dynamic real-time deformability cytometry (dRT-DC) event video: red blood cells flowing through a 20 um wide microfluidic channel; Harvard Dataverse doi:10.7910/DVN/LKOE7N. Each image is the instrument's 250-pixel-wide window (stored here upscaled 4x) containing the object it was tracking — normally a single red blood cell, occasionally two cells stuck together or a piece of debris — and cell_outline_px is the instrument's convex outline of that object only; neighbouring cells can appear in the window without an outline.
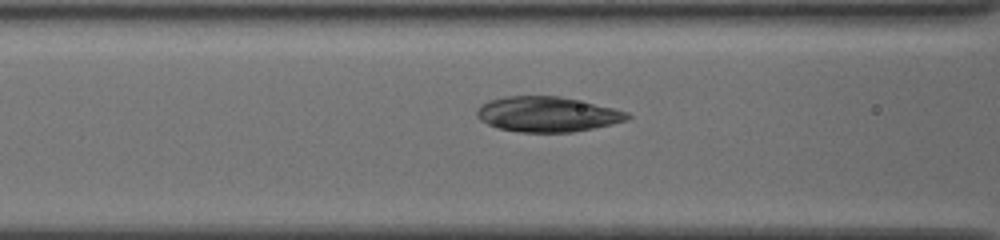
{"species": "common noctule bat (a hibernating species)", "species_latin": "Nyctalus noctula", "temperature_condition": "cold", "stored_images_in_passage": 34, "camera_frame_rate_fps": 3000, "um_per_image_px": 0.085, "animal": {"sex": "female", "body_mass_g": 19.5, "forearm_length_mm": 54.1}, "frame": {"image": 1, "passage_image": 9, "time_ms": 2.667, "image_size_px": [1000, 240], "cell_outline_px": [[632, 116], [624, 120], [612, 124], [572, 132], [520, 132], [500, 128], [488, 124], [480, 120], [476, 116], [476, 112], [488, 100], [504, 96], [560, 96], [612, 108], [628, 112]], "centroid_in_image_um": [46.5, 9.71], "position_along_channel_um": 120.1, "area_um2": 30.46}}
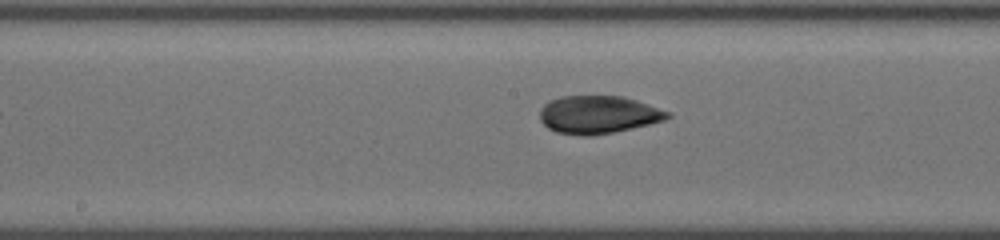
{"frame": {"image": 2, "passage_image": 15, "time_ms": 4.667, "image_size_px": [1000, 240], "cell_outline_px": [[672, 116], [664, 120], [632, 128], [592, 136], [580, 136], [556, 132], [548, 128], [540, 120], [540, 112], [544, 104], [560, 96], [624, 96], [648, 104], [668, 112]], "centroid_in_image_um": [50.83, 9.75], "position_along_channel_um": 197.4, "area_um2": 28.03}}
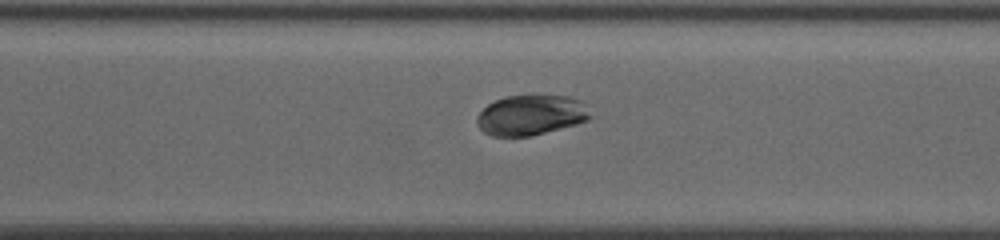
{"frame": {"image": 3, "passage_image": 25, "time_ms": 8.0, "image_size_px": [1000, 240], "cell_outline_px": [[592, 116], [588, 120], [576, 124], [532, 136], [492, 136], [484, 132], [476, 124], [476, 116], [488, 104], [504, 96], [532, 92], [536, 92], [568, 96], [580, 100]], "centroid_in_image_um": [45.12, 9.73], "position_along_channel_um": 325.5, "area_um2": 27.4}}